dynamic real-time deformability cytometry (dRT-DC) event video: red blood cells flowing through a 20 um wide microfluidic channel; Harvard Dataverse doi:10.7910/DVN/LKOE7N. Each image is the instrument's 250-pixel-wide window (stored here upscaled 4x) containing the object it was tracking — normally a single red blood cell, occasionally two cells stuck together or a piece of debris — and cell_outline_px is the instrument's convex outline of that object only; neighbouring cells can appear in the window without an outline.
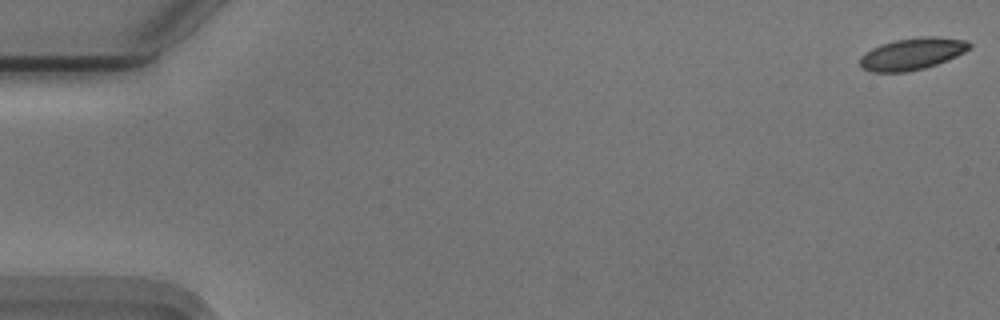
{"species": "Egyptian fruit bat (a non-hibernating species)", "species_latin": "Rousettus aegyptiacus", "temperature_condition": "cold", "stored_images_in_passage": 56, "camera_frame_rate_fps": 3000, "um_per_image_px": 0.085, "animal": {"sex": "male"}, "frame": {"image": 1, "passage_image": 1, "time_ms": 0.0, "image_size_px": [1000, 320], "cell_outline_px": [[972, 44], [964, 52], [956, 56], [936, 64], [924, 68], [908, 72], [872, 72], [864, 68], [860, 64], [860, 56], [872, 48], [880, 44], [896, 40], [920, 36], [936, 36], [968, 40]], "centroid_in_image_um": [77.54, 4.56], "position_along_channel_um": 7.5, "area_um2": 20.29}}
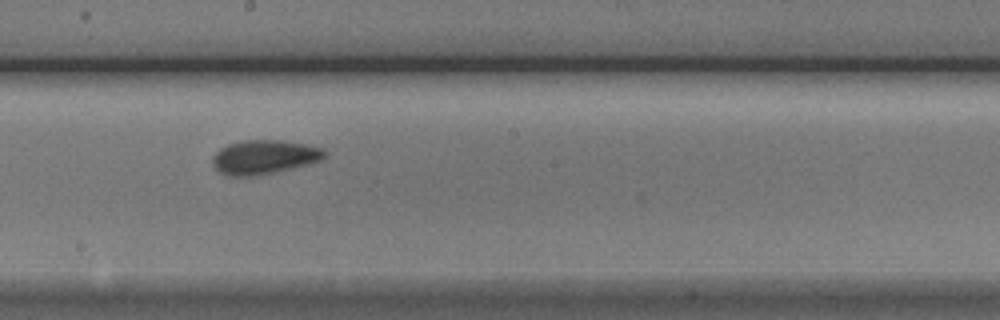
{"frame": {"image": 2, "passage_image": 31, "time_ms": 10.0, "image_size_px": [1000, 320], "cell_outline_px": [[328, 152], [320, 160], [308, 164], [272, 172], [252, 176], [228, 176], [220, 172], [212, 164], [212, 156], [220, 148], [228, 144], [240, 140], [284, 140], [308, 144], [324, 148]], "centroid_in_image_um": [22.45, 13.32], "position_along_channel_um": 225.7, "area_um2": 22.31}}
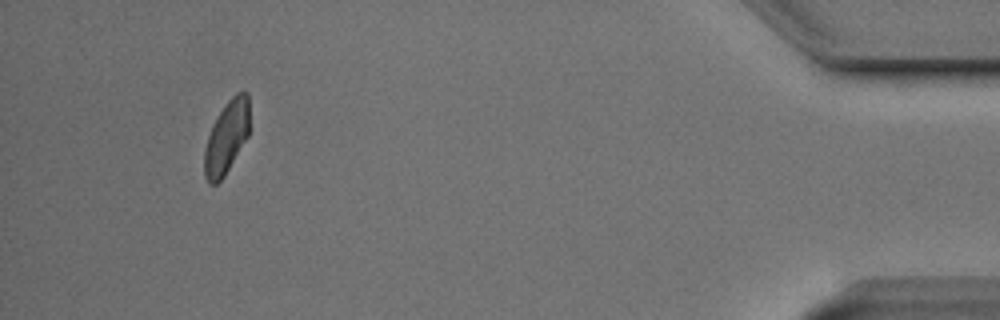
{"frame": {"image": 3, "passage_image": 52, "time_ms": 17.0, "image_size_px": [1000, 320], "cell_outline_px": [[248, 136], [224, 176], [216, 184], [208, 184], [204, 176], [204, 148], [212, 124], [228, 100], [236, 92], [248, 92]], "centroid_in_image_um": [19.23, 11.69], "position_along_channel_um": 416.0, "area_um2": 18.96}}